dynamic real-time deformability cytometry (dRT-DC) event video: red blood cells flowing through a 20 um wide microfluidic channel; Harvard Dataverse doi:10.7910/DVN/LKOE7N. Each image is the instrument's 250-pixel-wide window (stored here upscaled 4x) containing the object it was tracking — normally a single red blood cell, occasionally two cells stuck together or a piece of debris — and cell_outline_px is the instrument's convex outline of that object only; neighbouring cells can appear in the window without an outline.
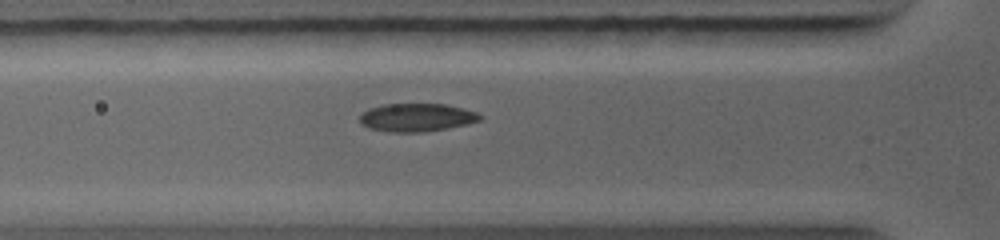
{"species": "common noctule bat (a hibernating species)", "species_latin": "Nyctalus noctula", "temperature_condition": "warm", "stored_images_in_passage": 22, "camera_frame_rate_fps": 5000, "um_per_image_px": 0.085, "animal": {"sex": "female", "body_mass_g": 19.0, "forearm_length_mm": 56.7}, "frame": {"image": 1, "passage_image": 2, "time_ms": 0.4, "image_size_px": [1000, 240], "cell_outline_px": [[484, 116], [480, 120], [448, 128], [424, 132], [388, 132], [368, 128], [360, 124], [360, 116], [368, 108], [384, 104], [444, 104], [476, 112]], "centroid_in_image_um": [35.37, 9.99], "position_along_channel_um": 90.4, "area_um2": 19.65}}
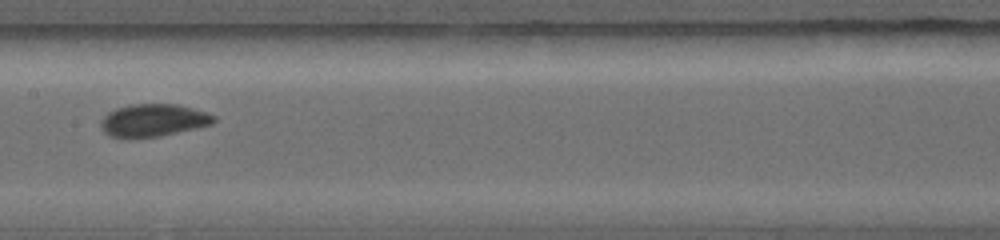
{"frame": {"image": 2, "passage_image": 6, "time_ms": 2.6, "image_size_px": [1000, 240], "cell_outline_px": [[216, 120], [212, 124], [196, 128], [160, 136], [128, 140], [108, 136], [100, 128], [100, 120], [108, 112], [116, 108], [132, 104], [176, 104], [192, 108], [216, 116]], "centroid_in_image_um": [12.96, 10.25], "position_along_channel_um": 194.4, "area_um2": 21.85}}
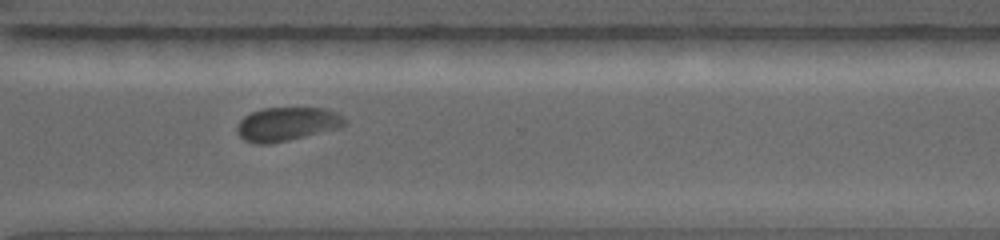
{"frame": {"image": 3, "passage_image": 15, "time_ms": 5.8, "image_size_px": [1000, 240], "cell_outline_px": [[348, 124], [340, 128], [288, 140], [268, 144], [256, 144], [244, 140], [236, 132], [236, 128], [240, 120], [244, 116], [260, 108], [328, 108], [336, 112], [348, 120]], "centroid_in_image_um": [24.41, 10.54], "position_along_channel_um": 346.2, "area_um2": 21.39}}